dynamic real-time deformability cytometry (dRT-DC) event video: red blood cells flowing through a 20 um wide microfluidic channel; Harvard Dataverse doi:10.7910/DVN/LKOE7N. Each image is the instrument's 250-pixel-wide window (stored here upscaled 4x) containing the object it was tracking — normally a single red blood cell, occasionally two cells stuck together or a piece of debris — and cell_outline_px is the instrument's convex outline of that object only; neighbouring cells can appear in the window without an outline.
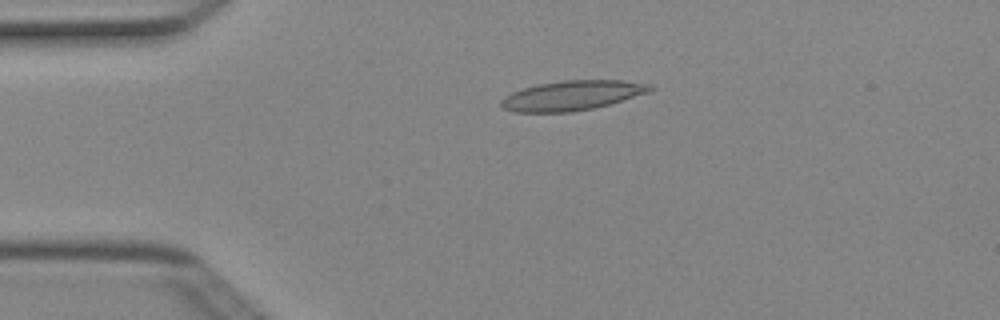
{"species": "Egyptian fruit bat (a non-hibernating species)", "species_latin": "Rousettus aegyptiacus", "temperature_condition": "cold", "stored_images_in_passage": 3, "camera_frame_rate_fps": 3000, "um_per_image_px": 0.085, "animal": {"sex": "female"}, "frame": {"image": 1, "passage_image": 2, "time_ms": 0.333, "image_size_px": [1000, 320], "cell_outline_px": [[656, 88], [648, 92], [608, 104], [592, 108], [572, 112], [516, 112], [504, 108], [500, 104], [500, 100], [504, 96], [512, 92], [524, 88], [540, 84], [564, 80], [624, 80], [652, 84]], "centroid_in_image_um": [48.64, 8.11], "position_along_channel_um": 36.4, "area_um2": 25.61}}